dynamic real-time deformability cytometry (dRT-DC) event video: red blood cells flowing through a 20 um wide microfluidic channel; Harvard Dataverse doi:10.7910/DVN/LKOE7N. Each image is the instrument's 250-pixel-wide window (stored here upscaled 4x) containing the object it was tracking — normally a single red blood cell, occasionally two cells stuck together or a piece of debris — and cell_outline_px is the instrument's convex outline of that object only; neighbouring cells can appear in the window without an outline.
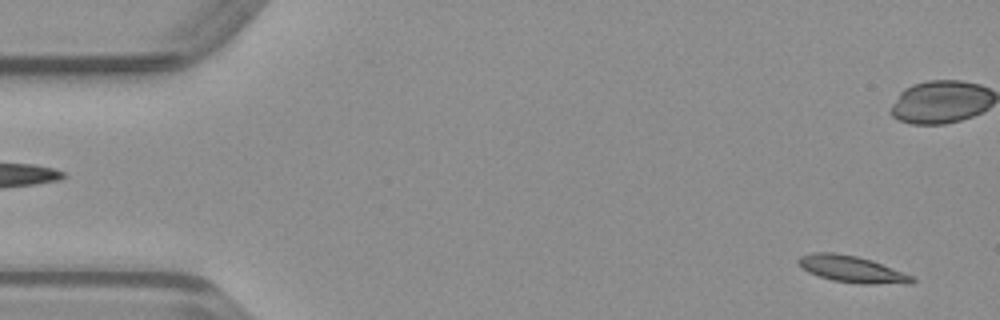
{"species": "common noctule bat (a hibernating species)", "species_latin": "Nyctalus noctula", "temperature_condition": "warm", "stored_images_in_passage": 49, "camera_frame_rate_fps": 3000, "um_per_image_px": 0.085, "animal": {"sex": "male", "body_mass_g": 23.1, "forearm_length_mm": 52.7}, "frame": {"image": 1, "passage_image": 2, "time_ms": 0.333, "image_size_px": [1000, 320], "cell_outline_px": [[916, 280], [912, 284], [860, 284], [832, 280], [808, 272], [796, 260], [800, 256], [812, 252], [836, 252], [856, 256], [872, 260], [912, 276]], "centroid_in_image_um": [72.42, 22.88], "position_along_channel_um": 12.6, "area_um2": 17.63}}
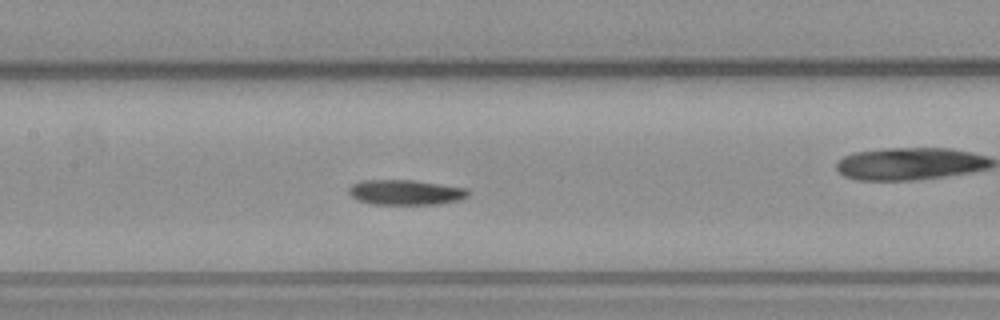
{"frame": {"image": 2, "passage_image": 22, "time_ms": 7.0, "image_size_px": [1000, 320], "cell_outline_px": [[472, 192], [468, 196], [460, 200], [440, 204], [368, 204], [356, 200], [348, 192], [348, 188], [352, 184], [360, 180], [412, 180], [468, 188]], "centroid_in_image_um": [34.48, 16.35], "position_along_channel_um": 172.9, "area_um2": 17.74}}
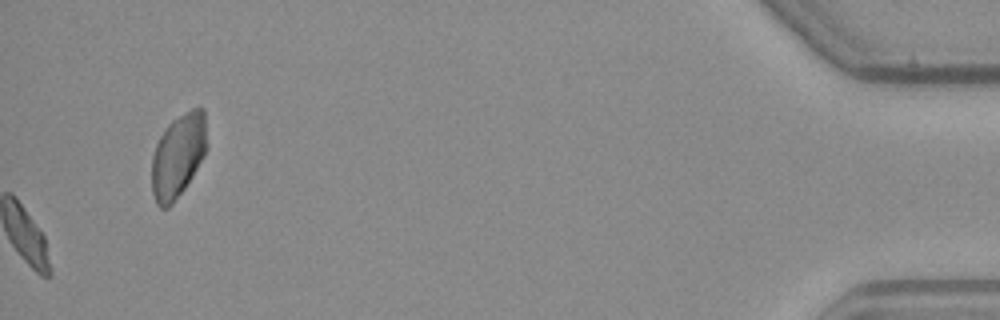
{"frame": {"image": 3, "passage_image": 49, "time_ms": 16.0, "image_size_px": [1000, 320], "cell_outline_px": [[208, 148], [204, 156], [192, 176], [184, 188], [172, 204], [168, 208], [160, 208], [156, 204], [152, 192], [152, 156], [156, 144], [164, 128], [172, 120], [192, 108], [204, 108]], "centroid_in_image_um": [15.14, 13.22], "position_along_channel_um": 420.1, "area_um2": 27.05}}